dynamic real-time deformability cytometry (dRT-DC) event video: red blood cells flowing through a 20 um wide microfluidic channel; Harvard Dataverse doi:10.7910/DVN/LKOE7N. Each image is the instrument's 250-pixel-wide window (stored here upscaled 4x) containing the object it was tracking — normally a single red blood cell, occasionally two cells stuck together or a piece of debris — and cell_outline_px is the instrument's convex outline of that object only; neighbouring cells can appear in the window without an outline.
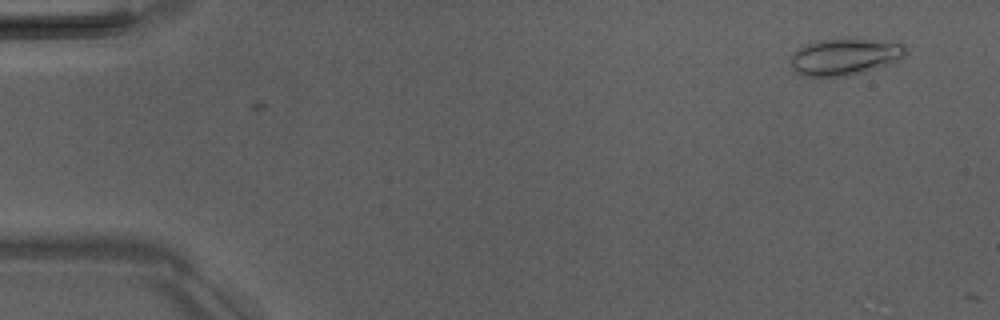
{"species": "Egyptian fruit bat (a non-hibernating species)", "species_latin": "Rousettus aegyptiacus", "temperature_condition": "room temperature", "stored_images_in_passage": 2, "camera_frame_rate_fps": 3000, "um_per_image_px": 0.085, "animal": {"sex": "male"}, "frame": {"image": 1, "passage_image": 1, "time_ms": 0.0, "image_size_px": [1000, 320], "cell_outline_px": [[908, 52], [904, 56], [896, 60], [864, 72], [848, 76], [800, 76], [792, 68], [792, 56], [800, 48], [808, 44], [820, 40], [868, 40], [904, 44]], "centroid_in_image_um": [71.79, 4.85], "position_along_channel_um": 13.2, "area_um2": 23.76}}